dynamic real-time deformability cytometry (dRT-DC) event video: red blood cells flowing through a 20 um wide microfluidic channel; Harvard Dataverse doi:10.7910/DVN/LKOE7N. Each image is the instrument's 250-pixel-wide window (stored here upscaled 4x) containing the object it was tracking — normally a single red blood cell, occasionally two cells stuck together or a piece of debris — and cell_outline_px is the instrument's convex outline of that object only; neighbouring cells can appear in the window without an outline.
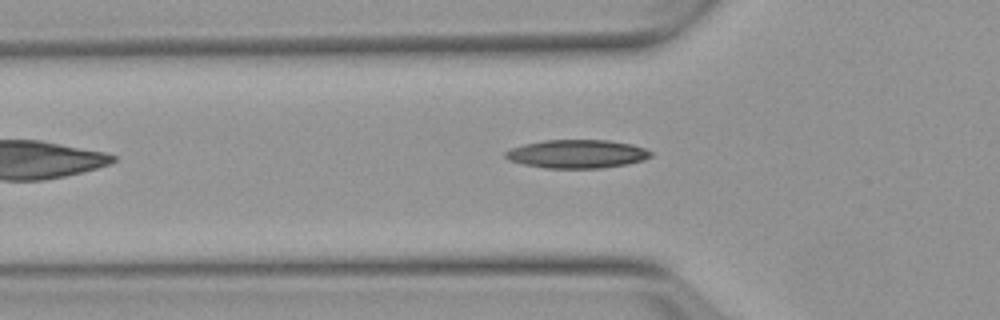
{"species": "Egyptian fruit bat (a non-hibernating species)", "species_latin": "Rousettus aegyptiacus", "temperature_condition": "warm", "stored_images_in_passage": 43, "camera_frame_rate_fps": 3000, "um_per_image_px": 0.085, "animal": {"sex": "female"}, "frame": {"image": 1, "passage_image": 8, "time_ms": 2.333, "image_size_px": [1000, 320], "cell_outline_px": [[652, 156], [644, 160], [628, 164], [600, 168], [544, 168], [524, 164], [508, 160], [504, 156], [504, 152], [512, 148], [524, 144], [544, 140], [608, 140], [632, 144], [644, 148], [652, 152]], "centroid_in_image_um": [49.05, 13.08], "position_along_channel_um": 76.7, "area_um2": 24.16}}
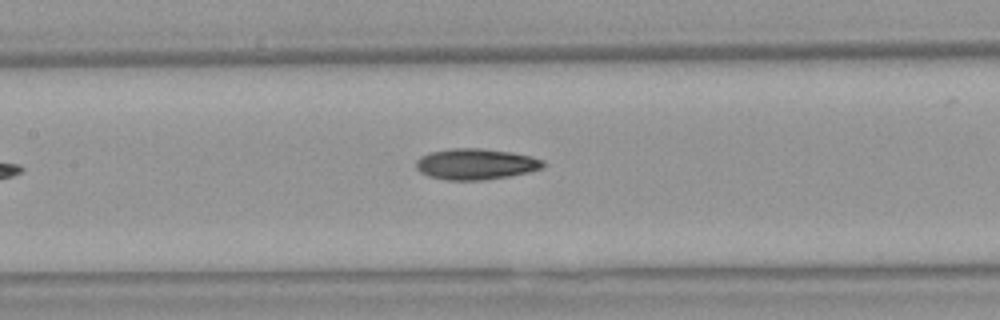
{"frame": {"image": 2, "passage_image": 15, "time_ms": 4.667, "image_size_px": [1000, 320], "cell_outline_px": [[544, 168], [528, 172], [508, 176], [484, 180], [448, 180], [428, 176], [420, 172], [416, 168], [416, 160], [420, 156], [432, 152], [452, 148], [484, 148], [512, 152], [532, 156], [544, 160]], "centroid_in_image_um": [40.45, 13.94], "position_along_channel_um": 166.9, "area_um2": 23.06}}
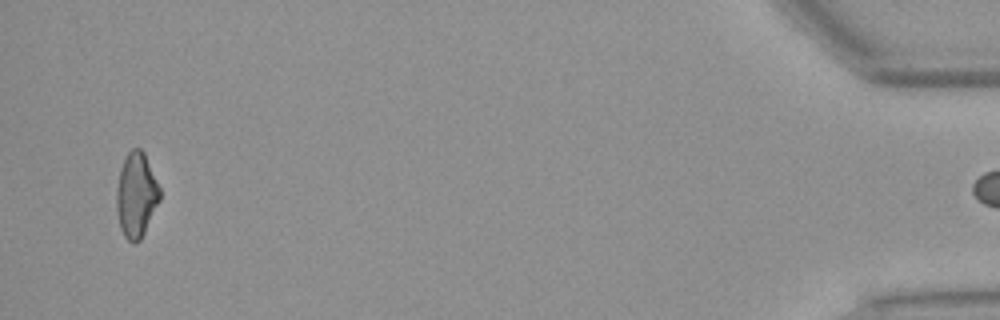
{"frame": {"image": 3, "passage_image": 42, "time_ms": 13.667, "image_size_px": [1000, 320], "cell_outline_px": [[160, 200], [140, 240], [136, 244], [132, 244], [124, 236], [120, 228], [116, 208], [116, 188], [120, 168], [128, 152], [132, 148], [140, 148], [144, 152], [160, 188]], "centroid_in_image_um": [11.57, 16.59], "position_along_channel_um": 423.6, "area_um2": 21.44}, "authors_computed_cell_mechanics": {"area_um2": 21.8484, "velocity_mm_per_s": 3.8324, "shape_relaxation_time_tau1_ms": null, "shape_relaxation_time_tau2_ms": 5.7482, "deformation_change_tau1": null, "deformation_change_tau2": 0.1548}}